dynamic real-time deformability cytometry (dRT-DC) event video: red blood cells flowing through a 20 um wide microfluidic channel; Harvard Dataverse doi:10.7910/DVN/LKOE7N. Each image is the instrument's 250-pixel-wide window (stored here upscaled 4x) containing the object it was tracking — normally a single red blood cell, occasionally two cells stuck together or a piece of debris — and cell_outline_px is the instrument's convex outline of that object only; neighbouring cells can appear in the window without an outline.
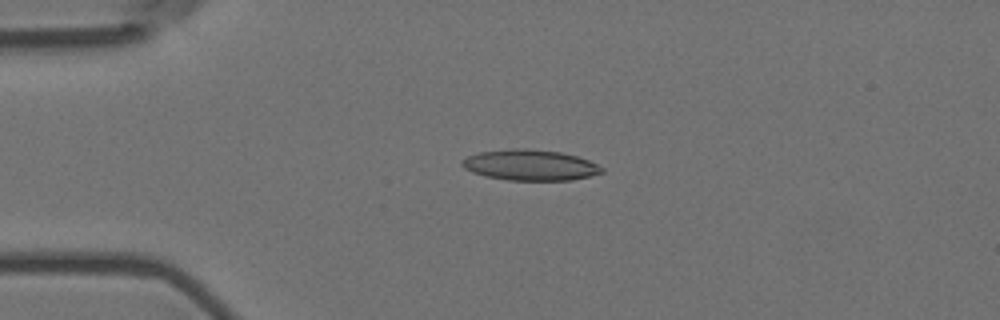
{"species": "Egyptian fruit bat (a non-hibernating species)", "species_latin": "Rousettus aegyptiacus", "temperature_condition": "room temperature", "stored_images_in_passage": 3, "camera_frame_rate_fps": 3000, "um_per_image_px": 0.085, "animal": {"sex": "female"}, "frame": {"image": 1, "passage_image": 2, "time_ms": 0.333, "image_size_px": [1000, 320], "cell_outline_px": [[604, 172], [572, 180], [508, 180], [484, 176], [472, 172], [464, 168], [460, 164], [460, 160], [468, 156], [480, 152], [512, 148], [528, 148], [560, 152], [576, 156], [588, 160], [604, 168]], "centroid_in_image_um": [45.03, 14.03], "position_along_channel_um": 40.0, "area_um2": 25.09}}